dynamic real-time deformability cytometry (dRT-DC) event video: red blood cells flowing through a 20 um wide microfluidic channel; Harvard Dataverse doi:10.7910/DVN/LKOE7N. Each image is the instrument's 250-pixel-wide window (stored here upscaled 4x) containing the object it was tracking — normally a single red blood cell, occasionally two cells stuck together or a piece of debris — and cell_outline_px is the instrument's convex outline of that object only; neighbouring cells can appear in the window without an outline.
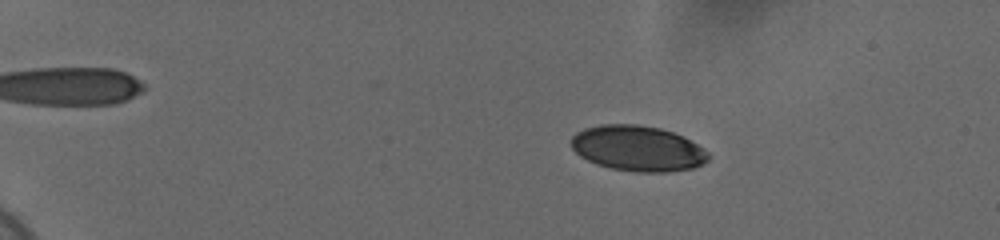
{"species": "human", "species_latin": "Homo sapiens", "temperature_condition": "cold", "stored_images_in_passage": 59, "camera_frame_rate_fps": 3000, "um_per_image_px": 0.085, "donor": {"sex": "female"}, "frame": {"image": 1, "passage_image": 12, "time_ms": 3.667, "image_size_px": [1000, 240], "cell_outline_px": [[708, 160], [704, 164], [692, 168], [664, 172], [636, 172], [612, 168], [596, 164], [580, 156], [572, 148], [572, 136], [576, 132], [584, 128], [600, 124], [636, 124], [660, 128], [684, 136], [704, 148], [708, 152]], "centroid_in_image_um": [54.22, 12.61], "position_along_channel_um": 30.8, "area_um2": 36.41}}
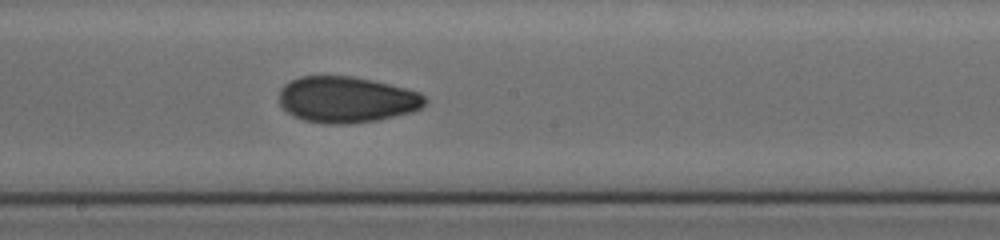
{"frame": {"image": 2, "passage_image": 36, "time_ms": 11.667, "image_size_px": [1000, 240], "cell_outline_px": [[428, 100], [420, 108], [412, 112], [376, 120], [348, 124], [324, 124], [304, 120], [292, 116], [280, 104], [280, 88], [284, 84], [300, 76], [352, 76], [372, 80], [420, 92]], "centroid_in_image_um": [29.45, 8.47], "position_along_channel_um": 218.8, "area_um2": 39.19}}
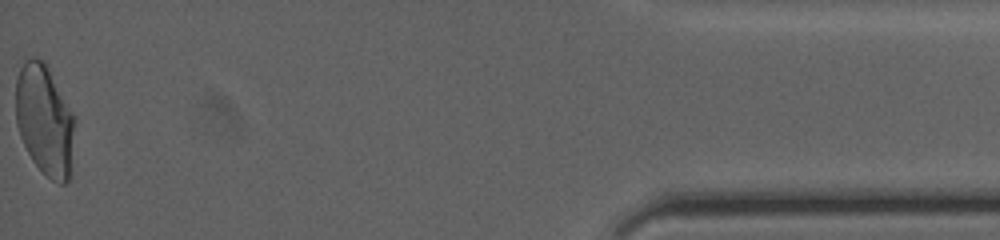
{"frame": {"image": 3, "passage_image": 59, "time_ms": 19.333, "image_size_px": [1000, 240], "cell_outline_px": [[72, 132], [68, 180], [64, 184], [60, 184], [52, 180], [32, 160], [20, 136], [16, 124], [16, 80], [20, 68], [24, 60], [32, 56], [36, 56], [44, 60], [72, 112]], "centroid_in_image_um": [3.73, 10.13], "position_along_channel_um": 431.5, "area_um2": 37.05}, "authors_computed_cell_mechanics": {"area_um2": 37.5122, "velocity_mm_per_s": 3.6947, "shape_relaxation_time_tau1_ms": null, "shape_relaxation_time_tau2_ms": 2.1615, "deformation_change_tau1": null, "deformation_change_tau2": 0.06}}